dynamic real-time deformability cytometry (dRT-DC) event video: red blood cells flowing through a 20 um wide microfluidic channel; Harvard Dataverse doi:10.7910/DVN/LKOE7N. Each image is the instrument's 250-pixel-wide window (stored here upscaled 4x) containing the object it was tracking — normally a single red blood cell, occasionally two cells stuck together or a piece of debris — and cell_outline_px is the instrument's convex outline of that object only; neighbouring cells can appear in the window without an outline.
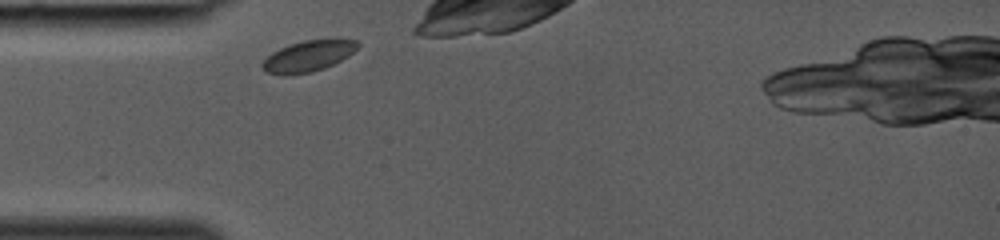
{"species": "common noctule bat (a hibernating species)", "species_latin": "Nyctalus noctula", "temperature_condition": "room temperature", "stored_images_in_passage": 23, "camera_frame_rate_fps": 3000, "um_per_image_px": 0.085, "animal": {"sex": "female", "body_mass_g": 19.0, "forearm_length_mm": 53.3}, "frame": {"image": 1, "passage_image": 1, "time_ms": 0.0, "image_size_px": [1000, 240], "cell_outline_px": [[360, 44], [348, 56], [324, 68], [312, 72], [288, 76], [284, 76], [264, 72], [260, 68], [260, 64], [272, 52], [280, 48], [304, 40], [336, 36], [356, 40]], "centroid_in_image_um": [26.2, 4.74], "position_along_channel_um": 58.8, "area_um2": 17.86}}
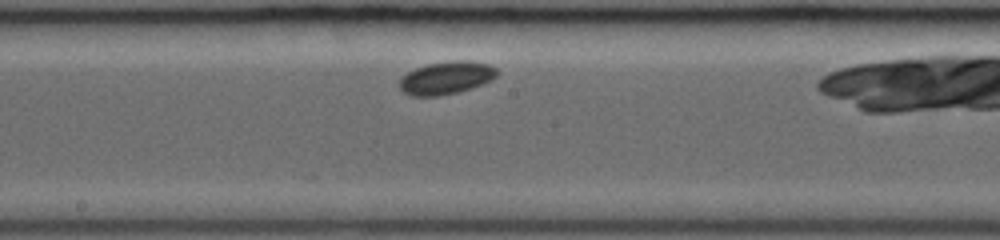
{"frame": {"image": 2, "passage_image": 11, "time_ms": 3.333, "image_size_px": [1000, 240], "cell_outline_px": [[496, 76], [492, 80], [456, 92], [436, 96], [412, 96], [404, 92], [400, 88], [400, 80], [408, 72], [416, 68], [428, 64], [452, 60], [468, 60], [492, 64], [496, 68]], "centroid_in_image_um": [37.95, 6.59], "position_along_channel_um": 210.3, "area_um2": 18.38}}
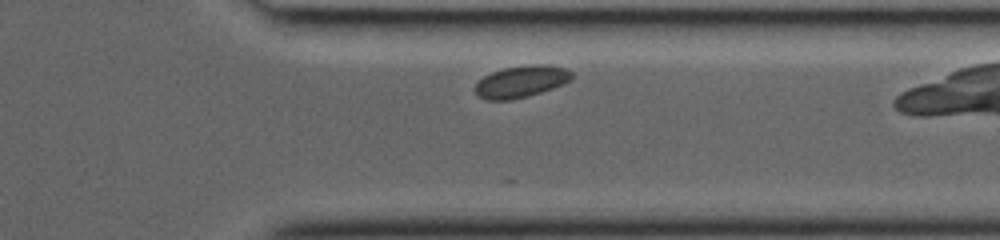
{"frame": {"image": 3, "passage_image": 21, "time_ms": 6.667, "image_size_px": [1000, 240], "cell_outline_px": [[572, 80], [564, 84], [528, 96], [512, 100], [484, 100], [476, 92], [476, 84], [484, 76], [492, 72], [504, 68], [532, 64], [548, 64], [564, 68], [572, 72]], "centroid_in_image_um": [44.33, 6.93], "position_along_channel_um": 367.1, "area_um2": 17.86}}